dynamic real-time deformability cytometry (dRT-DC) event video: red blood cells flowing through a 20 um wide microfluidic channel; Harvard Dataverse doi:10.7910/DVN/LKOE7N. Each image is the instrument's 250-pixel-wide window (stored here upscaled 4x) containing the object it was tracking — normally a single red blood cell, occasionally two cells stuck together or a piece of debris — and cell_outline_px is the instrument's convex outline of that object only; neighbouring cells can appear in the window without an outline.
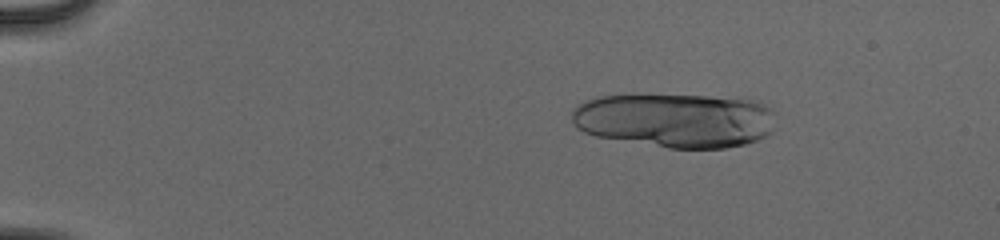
{"species": "human", "species_latin": "Homo sapiens", "temperature_condition": "cold", "stored_images_in_passage": 12, "camera_frame_rate_fps": 3000, "um_per_image_px": 0.085, "donor": {"sex": "male"}, "frame": {"image": 1, "passage_image": 1, "time_ms": 0.0, "image_size_px": [1000, 240], "cell_outline_px": [[772, 128], [764, 136], [756, 140], [744, 144], [728, 148], [668, 148], [596, 136], [584, 132], [576, 128], [572, 120], [572, 108], [576, 104], [600, 96], [708, 96], [748, 100], [772, 108]], "centroid_in_image_um": [57.33, 10.24], "position_along_channel_um": 27.7, "area_um2": 63.87}}